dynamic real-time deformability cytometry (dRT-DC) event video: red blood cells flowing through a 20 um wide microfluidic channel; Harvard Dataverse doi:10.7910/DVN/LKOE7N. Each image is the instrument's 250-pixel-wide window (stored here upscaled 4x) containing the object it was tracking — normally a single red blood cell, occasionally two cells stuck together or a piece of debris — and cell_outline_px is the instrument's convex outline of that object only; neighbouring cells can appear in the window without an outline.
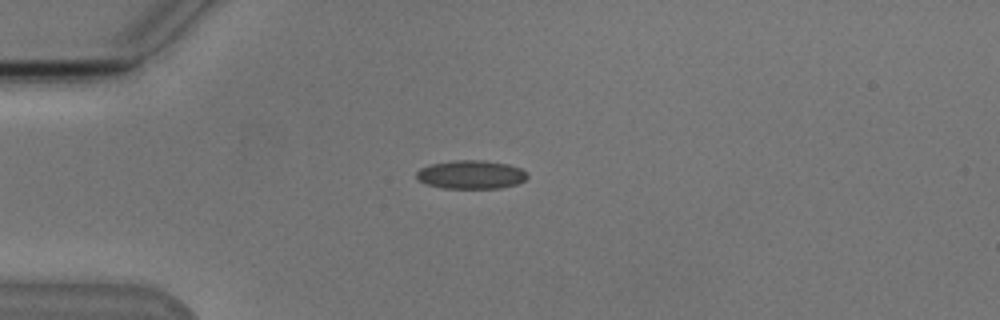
{"species": "Egyptian fruit bat (a non-hibernating species)", "species_latin": "Rousettus aegyptiacus", "temperature_condition": "cold", "stored_images_in_passage": 2, "camera_frame_rate_fps": 3000, "um_per_image_px": 0.085, "animal": {"sex": "male"}, "frame": {"image": 1, "passage_image": 1, "time_ms": 0.0, "image_size_px": [1000, 320], "cell_outline_px": [[528, 176], [524, 180], [516, 184], [500, 188], [444, 188], [428, 184], [420, 180], [416, 176], [416, 172], [420, 168], [428, 164], [452, 160], [484, 160], [508, 164], [520, 168]], "centroid_in_image_um": [40.01, 14.83], "position_along_channel_um": 45.0, "area_um2": 18.38}}